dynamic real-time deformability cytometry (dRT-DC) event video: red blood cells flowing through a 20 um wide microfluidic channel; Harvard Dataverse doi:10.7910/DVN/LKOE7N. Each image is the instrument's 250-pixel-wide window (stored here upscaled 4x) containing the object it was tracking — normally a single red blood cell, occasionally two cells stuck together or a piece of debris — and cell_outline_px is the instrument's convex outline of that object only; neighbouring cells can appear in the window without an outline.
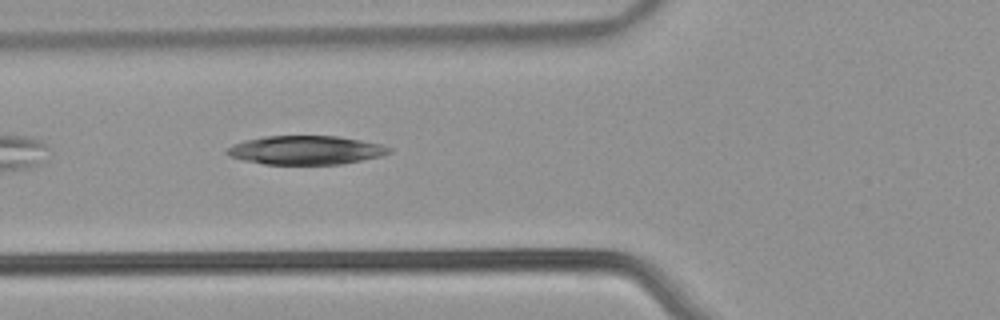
{"species": "common noctule bat (a hibernating species)", "species_latin": "Nyctalus noctula", "temperature_condition": "warm", "stored_images_in_passage": 40, "camera_frame_rate_fps": 3000, "um_per_image_px": 0.085, "animal": {"sex": "male", "body_mass_g": 21.5, "forearm_length_mm": 52.0}, "frame": {"image": 1, "passage_image": 11, "time_ms": 3.333, "image_size_px": [1000, 320], "cell_outline_px": [[392, 152], [380, 156], [340, 164], [264, 164], [244, 160], [228, 156], [224, 152], [232, 144], [244, 140], [264, 136], [336, 136], [360, 140], [380, 144], [392, 148]], "centroid_in_image_um": [25.95, 12.76], "position_along_channel_um": 99.9, "area_um2": 27.11}}
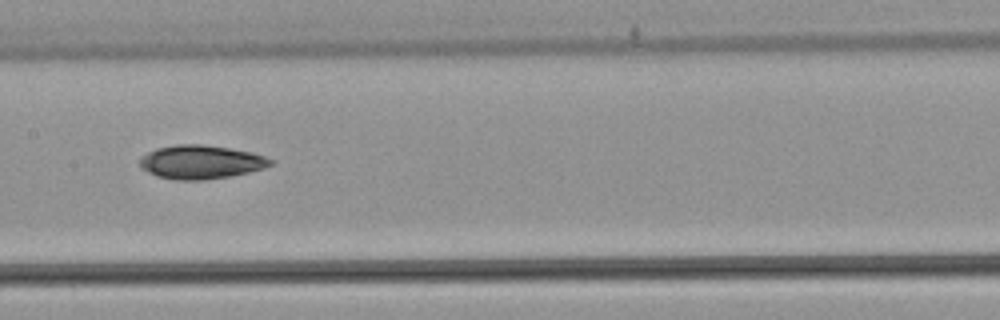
{"frame": {"image": 2, "passage_image": 18, "time_ms": 5.667, "image_size_px": [1000, 320], "cell_outline_px": [[276, 160], [272, 164], [264, 168], [248, 172], [228, 176], [204, 180], [176, 180], [156, 176], [140, 168], [140, 156], [156, 148], [176, 144], [200, 144], [228, 148], [252, 152]], "centroid_in_image_um": [17.06, 13.77], "position_along_channel_um": 190.3, "area_um2": 25.72}}
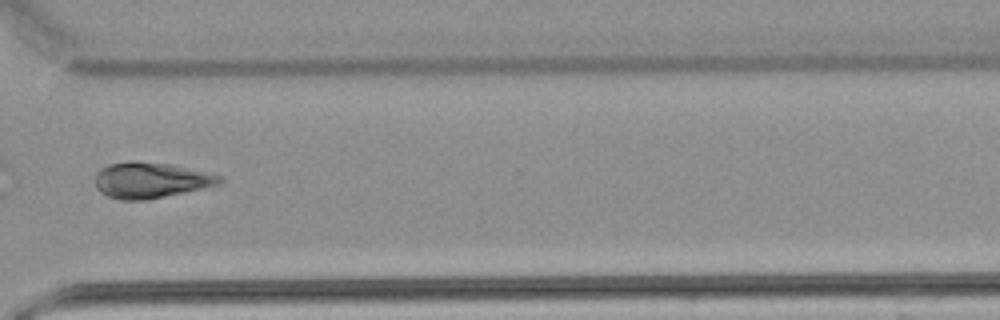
{"frame": {"image": 3, "passage_image": 31, "time_ms": 10.0, "image_size_px": [1000, 320], "cell_outline_px": [[224, 180], [220, 184], [184, 192], [144, 200], [120, 200], [108, 196], [100, 192], [96, 188], [96, 172], [100, 168], [108, 164], [128, 160], [132, 160], [168, 164], [224, 176]], "centroid_in_image_um": [12.77, 15.3], "position_along_channel_um": 357.8, "area_um2": 25.89}, "authors_computed_cell_mechanics": {"area_um2": 26.1256, "velocity_mm_per_s": 3.857, "shape_relaxation_time_tau1_ms": 3.9186, "shape_relaxation_time_tau2_ms": 6.5309, "deformation_change_tau1": 0.1837, "deformation_change_tau2": 0.1815}}